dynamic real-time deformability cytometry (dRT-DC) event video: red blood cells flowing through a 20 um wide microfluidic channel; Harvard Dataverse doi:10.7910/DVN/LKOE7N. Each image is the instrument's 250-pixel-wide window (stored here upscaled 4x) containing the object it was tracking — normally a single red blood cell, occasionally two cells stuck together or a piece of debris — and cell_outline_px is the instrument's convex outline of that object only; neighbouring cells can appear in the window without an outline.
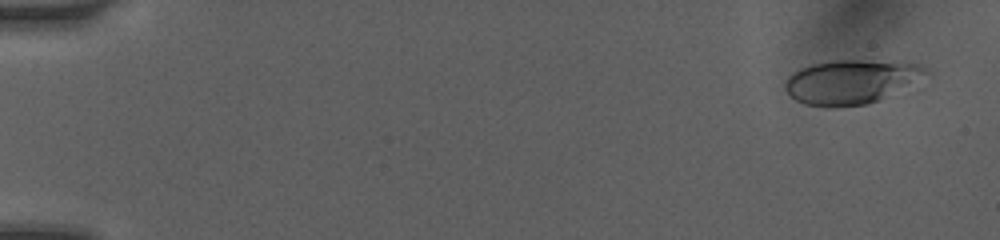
{"species": "human", "species_latin": "Homo sapiens", "temperature_condition": "room temperature", "stored_images_in_passage": 59, "camera_frame_rate_fps": 3000, "um_per_image_px": 0.085, "donor": {"sex": "female"}, "frame": {"image": 1, "passage_image": 3, "time_ms": 0.667, "image_size_px": [1000, 240], "cell_outline_px": [[932, 72], [876, 100], [864, 104], [808, 104], [796, 100], [784, 88], [784, 80], [792, 72], [800, 68], [812, 64], [836, 60], [860, 60], [916, 64], [928, 68]], "centroid_in_image_um": [72.28, 6.89], "position_along_channel_um": 12.7, "area_um2": 34.56}}
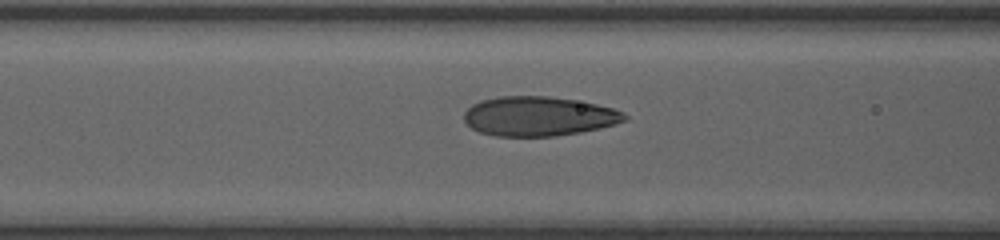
{"frame": {"image": 2, "passage_image": 25, "time_ms": 7.0, "image_size_px": [1000, 240], "cell_outline_px": [[628, 120], [616, 124], [600, 128], [580, 132], [556, 136], [496, 136], [480, 132], [472, 128], [464, 120], [464, 112], [472, 104], [480, 100], [500, 96], [548, 96], [596, 104], [612, 108], [624, 112], [628, 116]], "centroid_in_image_um": [45.79, 9.88], "position_along_channel_um": 120.8, "area_um2": 36.93}}
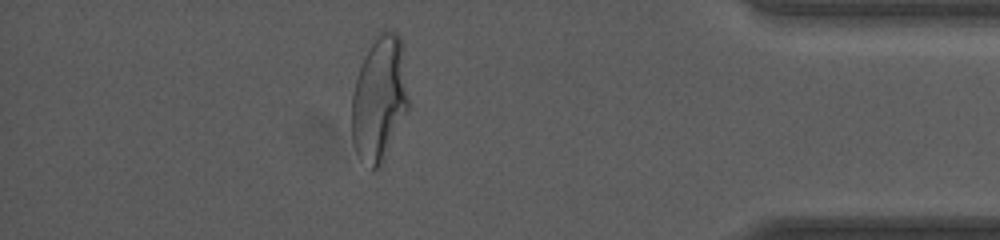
{"frame": {"image": 3, "passage_image": 52, "time_ms": 14.667, "image_size_px": [1000, 240], "cell_outline_px": [[408, 112], [380, 168], [372, 172], [356, 152], [352, 144], [352, 92], [360, 64], [364, 56], [376, 36], [380, 32], [392, 28], [400, 36], [408, 96]], "centroid_in_image_um": [32.23, 8.44], "position_along_channel_um": 403.0, "area_um2": 41.67}, "authors_computed_cell_mechanics": {"area_um2": 36.4718, "velocity_mm_per_s": 4.1163, "shape_relaxation_time_tau1_ms": 4.9058, "shape_relaxation_time_tau2_ms": null, "deformation_change_tau1": 0.1973, "deformation_change_tau2": null}}